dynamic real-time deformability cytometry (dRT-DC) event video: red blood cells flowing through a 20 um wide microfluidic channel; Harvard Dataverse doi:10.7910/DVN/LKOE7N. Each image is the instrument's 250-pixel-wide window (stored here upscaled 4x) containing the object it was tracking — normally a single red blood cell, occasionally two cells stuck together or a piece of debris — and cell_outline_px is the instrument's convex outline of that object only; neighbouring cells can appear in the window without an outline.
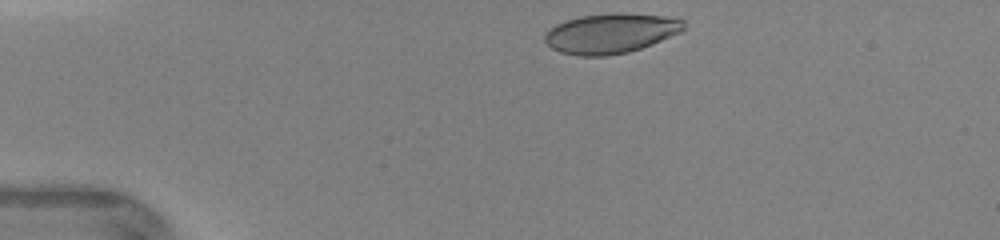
{"species": "human", "species_latin": "Homo sapiens", "temperature_condition": "warm", "stored_images_in_passage": 5, "camera_frame_rate_fps": 3000, "um_per_image_px": 0.085, "donor": {"sex": "female"}, "frame": {"image": 1, "passage_image": 1, "time_ms": 0.0, "image_size_px": [1000, 240], "cell_outline_px": [[684, 28], [680, 32], [652, 44], [628, 52], [608, 56], [580, 56], [560, 52], [552, 48], [544, 40], [544, 32], [556, 24], [580, 16], [612, 12], [620, 12], [664, 16], [684, 20]], "centroid_in_image_um": [51.89, 2.83], "position_along_channel_um": 33.1, "area_um2": 32.37}}